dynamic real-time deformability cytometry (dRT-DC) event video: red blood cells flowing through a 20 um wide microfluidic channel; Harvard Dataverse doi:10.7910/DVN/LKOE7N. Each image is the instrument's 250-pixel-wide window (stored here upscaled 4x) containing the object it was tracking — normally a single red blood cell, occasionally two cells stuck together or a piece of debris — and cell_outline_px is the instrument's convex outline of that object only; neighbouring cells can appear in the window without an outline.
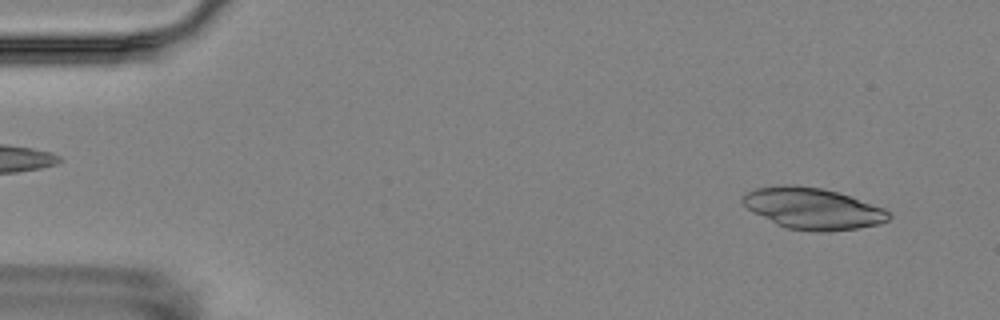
{"species": "Egyptian fruit bat (a non-hibernating species)", "species_latin": "Rousettus aegyptiacus", "temperature_condition": "room temperature", "stored_images_in_passage": 4, "camera_frame_rate_fps": 3000, "um_per_image_px": 0.085, "animal": {"sex": "female"}, "frame": {"image": 1, "passage_image": 1, "time_ms": 0.0, "image_size_px": [1000, 320], "cell_outline_px": [[892, 216], [888, 220], [880, 224], [856, 228], [824, 232], [812, 232], [788, 228], [776, 224], [752, 212], [740, 200], [748, 192], [756, 188], [784, 184], [796, 184], [824, 188], [852, 196], [884, 208]], "centroid_in_image_um": [69.09, 17.71], "position_along_channel_um": 15.9, "area_um2": 35.43}}